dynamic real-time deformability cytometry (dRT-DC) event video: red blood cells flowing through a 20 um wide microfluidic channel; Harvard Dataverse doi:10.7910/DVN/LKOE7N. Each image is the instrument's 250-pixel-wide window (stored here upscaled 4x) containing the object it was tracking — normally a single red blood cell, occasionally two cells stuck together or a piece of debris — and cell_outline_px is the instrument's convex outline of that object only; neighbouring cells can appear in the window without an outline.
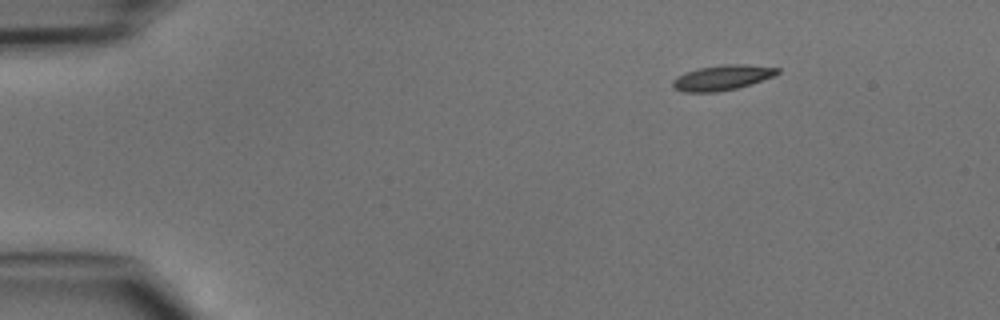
{"species": "common noctule bat (a hibernating species)", "species_latin": "Nyctalus noctula", "temperature_condition": "cold", "stored_images_in_passage": 42, "camera_frame_rate_fps": 3000, "um_per_image_px": 0.085, "animal": {"sex": "male", "body_mass_g": 15.6}, "frame": {"image": 1, "passage_image": 1, "time_ms": 0.0, "image_size_px": [1000, 320], "cell_outline_px": [[780, 72], [772, 76], [752, 84], [736, 88], [716, 92], [684, 92], [672, 88], [672, 80], [676, 76], [700, 68], [724, 64], [744, 64], [780, 68]], "centroid_in_image_um": [61.37, 6.6], "position_along_channel_um": 23.6, "area_um2": 15.26}}
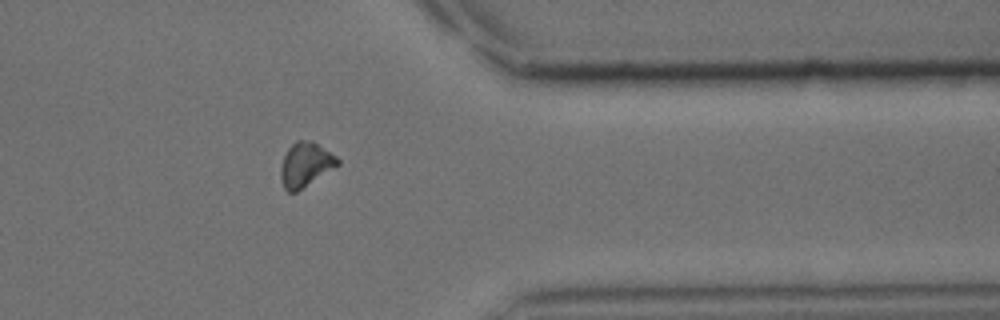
{"frame": {"image": 2, "passage_image": 33, "time_ms": 10.667, "image_size_px": [1000, 320], "cell_outline_px": [[340, 164], [296, 192], [288, 192], [284, 188], [280, 176], [280, 168], [284, 156], [288, 148], [296, 140], [312, 140], [336, 156], [340, 160]], "centroid_in_image_um": [25.96, 13.98], "position_along_channel_um": 385.4, "area_um2": 14.62}}
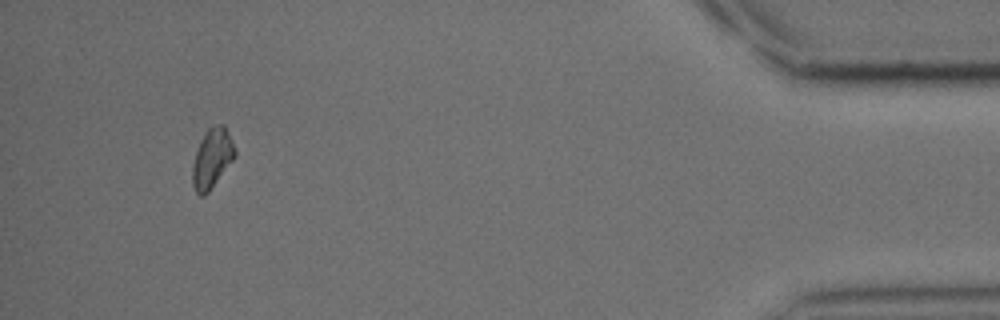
{"frame": {"image": 3, "passage_image": 39, "time_ms": 12.667, "image_size_px": [1000, 320], "cell_outline_px": [[236, 156], [208, 192], [204, 196], [200, 196], [196, 192], [192, 184], [192, 164], [200, 140], [204, 132], [208, 128], [220, 124], [224, 124], [232, 140], [236, 152]], "centroid_in_image_um": [18.01, 13.45], "position_along_channel_um": 417.2, "area_um2": 14.68}}